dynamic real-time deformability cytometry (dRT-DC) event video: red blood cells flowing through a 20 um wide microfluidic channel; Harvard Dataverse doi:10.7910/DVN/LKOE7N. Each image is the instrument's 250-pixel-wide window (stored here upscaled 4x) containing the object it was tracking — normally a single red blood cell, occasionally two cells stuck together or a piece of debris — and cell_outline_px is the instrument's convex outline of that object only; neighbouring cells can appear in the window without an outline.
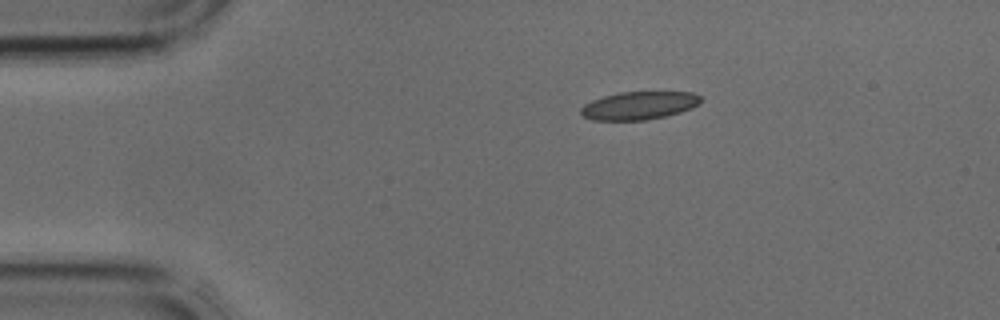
{"species": "common noctule bat (a hibernating species)", "species_latin": "Nyctalus noctula", "temperature_condition": "cold", "stored_images_in_passage": 4, "segment_of_instrument_passage": [2, 2], "camera_frame_rate_fps": 3000, "um_per_image_px": 0.085, "animal": {"sex": "male", "body_mass_g": 17.9, "forearm_length_mm": 54.2}, "frame": {"image": 1, "passage_image": 4, "time_ms": 1.0, "image_size_px": [1000, 320], "cell_outline_px": [[700, 104], [692, 108], [680, 112], [648, 120], [592, 120], [584, 116], [580, 112], [580, 108], [584, 104], [592, 100], [604, 96], [620, 92], [692, 92], [700, 96]], "centroid_in_image_um": [54.31, 8.97], "position_along_channel_um": 30.7, "area_um2": 19.54}}